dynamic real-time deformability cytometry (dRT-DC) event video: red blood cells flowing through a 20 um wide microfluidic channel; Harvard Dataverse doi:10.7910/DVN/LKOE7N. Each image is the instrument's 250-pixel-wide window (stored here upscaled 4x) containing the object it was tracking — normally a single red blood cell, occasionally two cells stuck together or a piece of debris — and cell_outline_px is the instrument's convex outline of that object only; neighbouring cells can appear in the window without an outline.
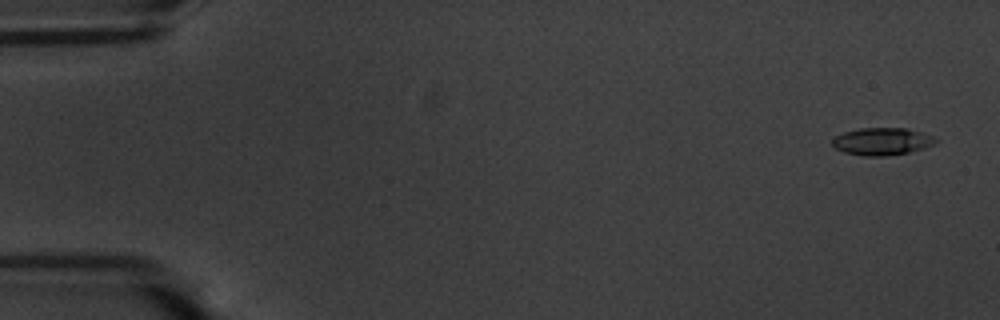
{"species": "common noctule bat (a hibernating species)", "species_latin": "Nyctalus noctula", "temperature_condition": "warm", "stored_images_in_passage": 57, "camera_frame_rate_fps": 3000, "um_per_image_px": 0.085, "animal": {"sex": "male", "body_mass_g": 20.1, "forearm_length_mm": 53.5}, "frame": {"image": 1, "passage_image": 3, "time_ms": 0.667, "image_size_px": [1000, 320], "cell_outline_px": [[940, 140], [924, 148], [908, 152], [888, 156], [864, 156], [844, 152], [836, 148], [832, 144], [832, 140], [836, 136], [844, 132], [860, 128], [904, 128], [936, 136]], "centroid_in_image_um": [74.99, 12.02], "position_along_channel_um": 10.0, "area_um2": 16.47}}
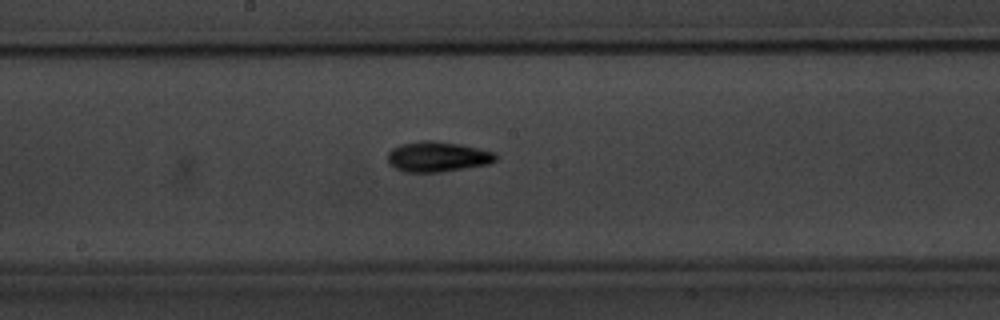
{"frame": {"image": 2, "passage_image": 31, "time_ms": 10.0, "image_size_px": [1000, 320], "cell_outline_px": [[496, 160], [488, 164], [440, 172], [404, 172], [388, 164], [388, 152], [392, 148], [400, 144], [420, 140], [432, 140], [460, 144], [496, 152]], "centroid_in_image_um": [37.16, 13.31], "position_along_channel_um": 211.0, "area_um2": 19.13}}
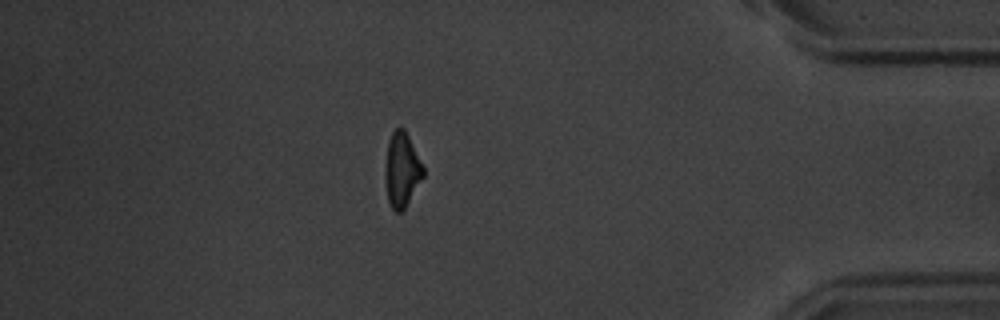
{"frame": {"image": 3, "passage_image": 50, "time_ms": 16.333, "image_size_px": [1000, 320], "cell_outline_px": [[424, 176], [404, 208], [400, 212], [396, 212], [392, 208], [388, 200], [384, 172], [388, 140], [392, 132], [396, 128], [404, 128], [424, 168]], "centroid_in_image_um": [34.14, 14.42], "position_along_channel_um": 401.1, "area_um2": 16.3}, "authors_computed_cell_mechanics": {"area_um2": 16.7042, "velocity_mm_per_s": 3.5934, "shape_relaxation_time_tau1_ms": 3.4222, "shape_relaxation_time_tau2_ms": 4.6325, "deformation_change_tau1": 0.1681, "deformation_change_tau2": 0.1292}}